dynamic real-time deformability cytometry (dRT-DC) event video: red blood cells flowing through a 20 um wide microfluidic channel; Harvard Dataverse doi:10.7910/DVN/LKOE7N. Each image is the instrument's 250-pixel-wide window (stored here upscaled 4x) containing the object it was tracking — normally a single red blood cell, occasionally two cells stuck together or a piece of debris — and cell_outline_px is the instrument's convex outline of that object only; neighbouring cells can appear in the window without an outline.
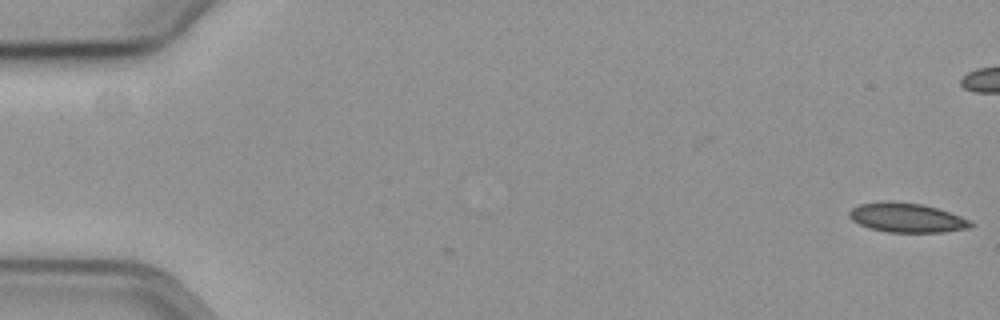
{"species": "common noctule bat (a hibernating species)", "species_latin": "Nyctalus noctula", "temperature_condition": "cold", "stored_images_in_passage": 4, "camera_frame_rate_fps": 3000, "um_per_image_px": 0.085, "animal": {"sex": "female", "body_mass_g": 19.3, "forearm_length_mm": 54.1}, "frame": {"image": 1, "passage_image": 1, "time_ms": 0.0, "image_size_px": [1000, 320], "cell_outline_px": [[972, 224], [968, 228], [944, 232], [888, 232], [872, 228], [860, 224], [852, 220], [848, 216], [848, 212], [852, 208], [860, 204], [880, 200], [892, 200], [920, 204], [936, 208], [960, 216], [968, 220]], "centroid_in_image_um": [77.01, 18.48], "position_along_channel_um": 8.0, "area_um2": 20.63}}